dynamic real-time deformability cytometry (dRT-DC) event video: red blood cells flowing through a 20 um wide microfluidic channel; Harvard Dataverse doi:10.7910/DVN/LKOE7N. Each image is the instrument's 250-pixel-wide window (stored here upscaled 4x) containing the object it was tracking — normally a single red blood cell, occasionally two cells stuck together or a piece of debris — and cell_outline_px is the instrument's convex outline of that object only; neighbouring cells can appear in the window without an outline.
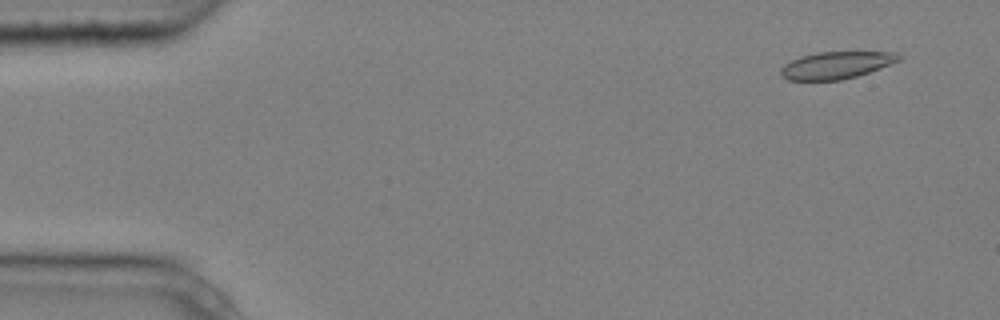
{"species": "common noctule bat (a hibernating species)", "species_latin": "Nyctalus noctula", "temperature_condition": "cold", "stored_images_in_passage": 5, "camera_frame_rate_fps": 3000, "um_per_image_px": 0.085, "animal": {"sex": "male", "body_mass_g": 20.4}, "frame": {"image": 1, "passage_image": 1, "time_ms": 0.0, "image_size_px": [1000, 320], "cell_outline_px": [[900, 60], [880, 68], [856, 76], [840, 80], [788, 80], [780, 76], [780, 68], [784, 64], [800, 56], [816, 52], [896, 52], [900, 56]], "centroid_in_image_um": [71.03, 5.54], "position_along_channel_um": 14.0, "area_um2": 18.61}}
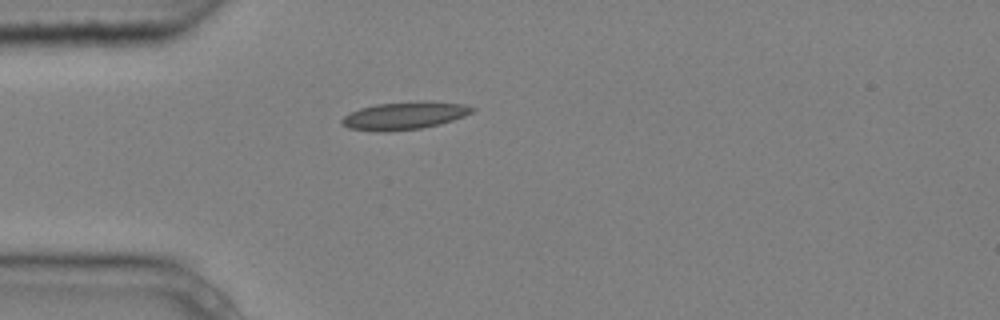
{"frame": {"image": 2, "passage_image": 4, "time_ms": 1.0, "image_size_px": [1000, 320], "cell_outline_px": [[476, 108], [472, 112], [464, 116], [440, 124], [420, 128], [384, 132], [376, 132], [348, 128], [340, 124], [340, 120], [344, 116], [360, 108], [376, 104], [424, 100], [428, 100], [464, 104]], "centroid_in_image_um": [34.36, 9.82], "position_along_channel_um": 50.6, "area_um2": 21.21}}